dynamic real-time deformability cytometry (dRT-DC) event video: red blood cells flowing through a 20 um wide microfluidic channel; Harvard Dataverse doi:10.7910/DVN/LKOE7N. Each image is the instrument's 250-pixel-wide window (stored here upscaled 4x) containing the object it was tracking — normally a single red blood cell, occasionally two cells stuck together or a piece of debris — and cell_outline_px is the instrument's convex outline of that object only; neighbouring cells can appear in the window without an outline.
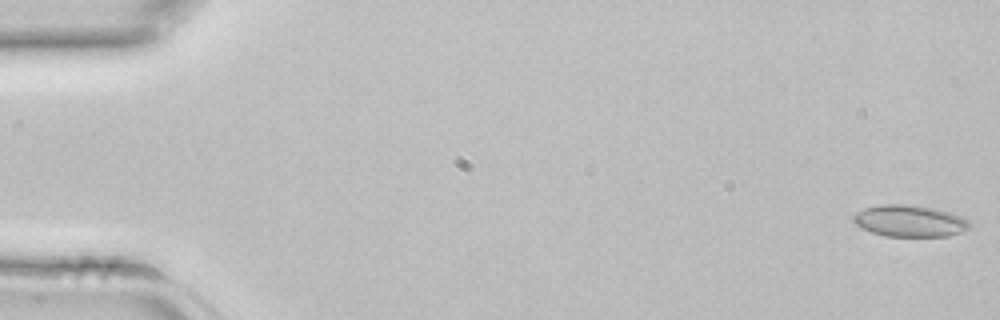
{"species": "common noctule bat (a hibernating species)", "species_latin": "Nyctalus noctula", "temperature_condition": "room temperature", "stored_images_in_passage": 43, "camera_frame_rate_fps": 3000, "um_per_image_px": 0.085, "animal": {"sex": "female", "body_mass_g": 22.7, "forearm_length_mm": 54.2}, "frame": {"image": 1, "passage_image": 1, "time_ms": 0.0, "image_size_px": [1000, 320], "cell_outline_px": [[968, 228], [960, 232], [948, 236], [884, 236], [860, 228], [852, 220], [852, 216], [856, 212], [864, 208], [880, 204], [908, 204], [936, 208], [952, 212], [968, 220]], "centroid_in_image_um": [77.28, 18.76], "position_along_channel_um": 7.7, "area_um2": 21.56}}
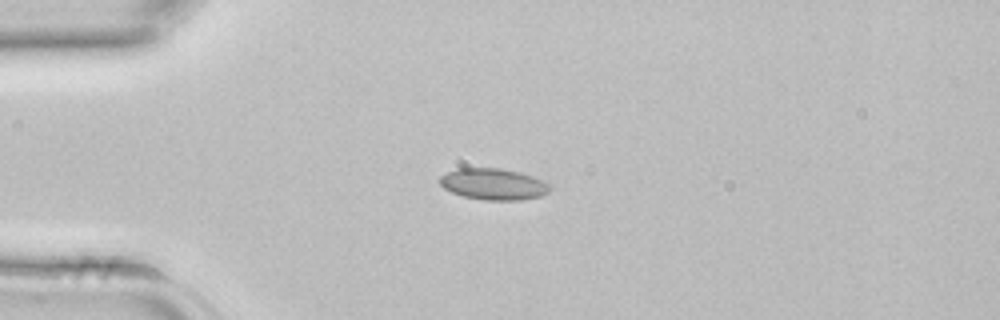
{"frame": {"image": 2, "passage_image": 11, "time_ms": 3.333, "image_size_px": [1000, 320], "cell_outline_px": [[552, 188], [548, 192], [540, 196], [520, 200], [484, 200], [464, 196], [452, 192], [444, 188], [440, 184], [440, 176], [456, 168], [500, 168], [520, 172], [544, 180], [552, 184]], "centroid_in_image_um": [41.98, 15.64], "position_along_channel_um": 43.0, "area_um2": 20.23}}